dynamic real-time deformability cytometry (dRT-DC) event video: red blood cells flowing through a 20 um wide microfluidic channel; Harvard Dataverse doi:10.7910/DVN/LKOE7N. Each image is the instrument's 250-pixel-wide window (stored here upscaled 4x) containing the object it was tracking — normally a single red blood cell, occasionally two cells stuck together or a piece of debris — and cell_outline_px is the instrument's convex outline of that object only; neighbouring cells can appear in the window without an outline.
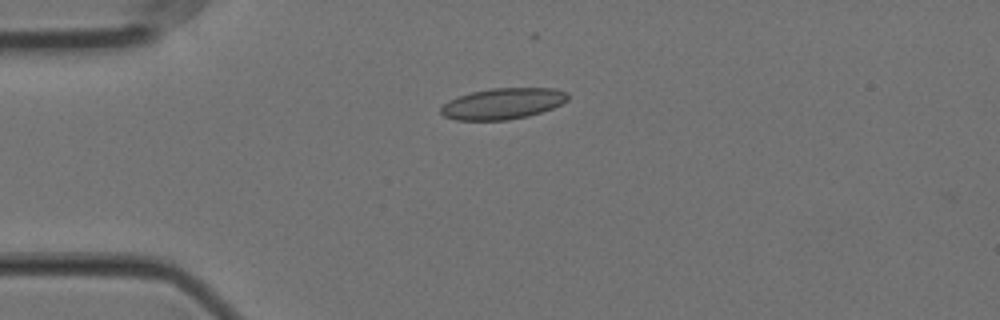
{"species": "Egyptian fruit bat (a non-hibernating species)", "species_latin": "Rousettus aegyptiacus", "temperature_condition": "cold", "stored_images_in_passage": 33, "camera_frame_rate_fps": 3000, "um_per_image_px": 0.085, "animal": {"sex": "female"}, "frame": {"image": 1, "passage_image": 2, "time_ms": 0.333, "image_size_px": [1000, 320], "cell_outline_px": [[568, 100], [552, 108], [528, 116], [508, 120], [456, 120], [444, 116], [440, 112], [440, 108], [448, 100], [472, 92], [492, 88], [556, 88], [568, 92]], "centroid_in_image_um": [42.75, 8.8], "position_along_channel_um": 42.3, "area_um2": 22.95}}
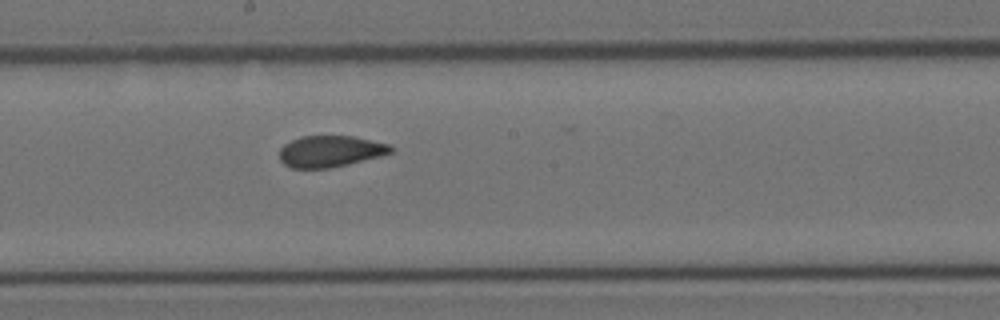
{"frame": {"image": 2, "passage_image": 19, "time_ms": 6.0, "image_size_px": [1000, 320], "cell_outline_px": [[392, 152], [380, 156], [348, 164], [328, 168], [292, 168], [284, 164], [280, 160], [280, 148], [284, 144], [300, 136], [352, 136], [392, 144]], "centroid_in_image_um": [28.07, 12.85], "position_along_channel_um": 220.1, "area_um2": 20.35}}
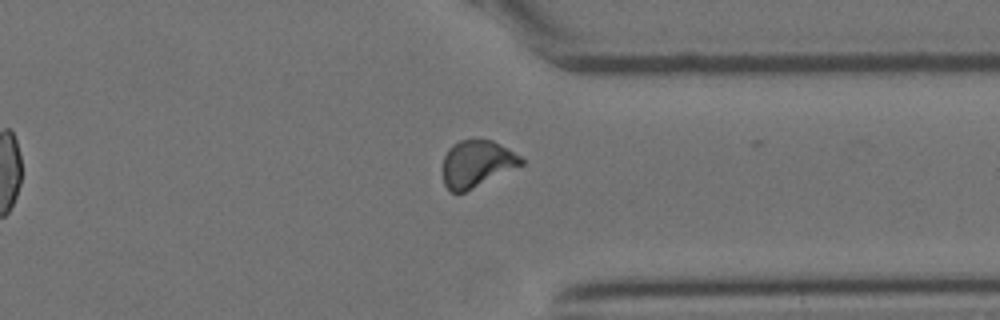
{"frame": {"image": 3, "passage_image": 32, "time_ms": 10.333, "image_size_px": [1000, 320], "cell_outline_px": [[524, 164], [464, 192], [448, 192], [444, 184], [444, 156], [448, 148], [452, 144], [460, 140], [492, 140], [508, 148], [520, 156], [524, 160]], "centroid_in_image_um": [40.52, 13.91], "position_along_channel_um": 370.9, "area_um2": 21.21}}